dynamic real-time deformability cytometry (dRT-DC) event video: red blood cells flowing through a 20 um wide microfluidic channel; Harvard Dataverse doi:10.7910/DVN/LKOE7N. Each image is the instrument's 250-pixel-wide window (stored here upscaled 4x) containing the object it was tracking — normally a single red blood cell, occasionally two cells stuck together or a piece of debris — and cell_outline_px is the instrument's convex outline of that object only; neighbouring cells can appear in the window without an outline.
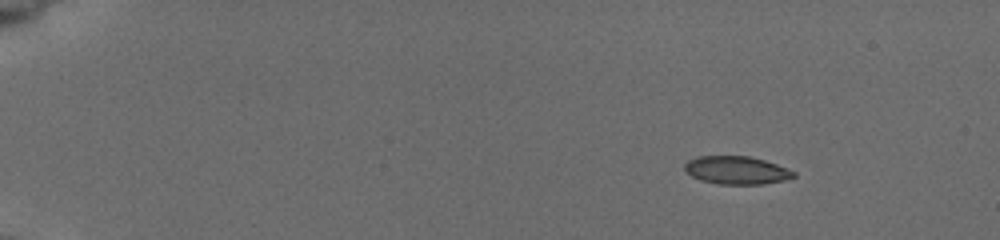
{"species": "common noctule bat (a hibernating species)", "species_latin": "Nyctalus noctula", "temperature_condition": "cold", "stored_images_in_passage": 8, "camera_frame_rate_fps": 3000, "um_per_image_px": 0.085, "animal": {"sex": "female", "body_mass_g": 19.5, "forearm_length_mm": 54.1}, "frame": {"image": 1, "passage_image": 1, "time_ms": 0.0, "image_size_px": [1000, 240], "cell_outline_px": [[796, 176], [784, 180], [764, 184], [716, 184], [700, 180], [684, 172], [684, 164], [688, 160], [696, 156], [748, 156], [764, 160], [776, 164], [796, 172]], "centroid_in_image_um": [62.57, 14.47], "position_along_channel_um": 22.4, "area_um2": 17.92}}
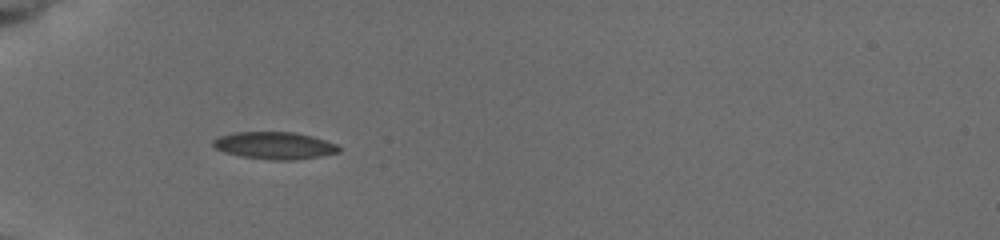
{"frame": {"image": 2, "passage_image": 6, "time_ms": 4.0, "image_size_px": [1000, 240], "cell_outline_px": [[340, 152], [320, 156], [296, 160], [272, 160], [240, 156], [224, 152], [216, 148], [212, 144], [212, 140], [220, 136], [236, 132], [292, 132], [312, 136], [336, 144], [340, 148]], "centroid_in_image_um": [23.33, 12.37], "position_along_channel_um": 61.7, "area_um2": 19.88}}
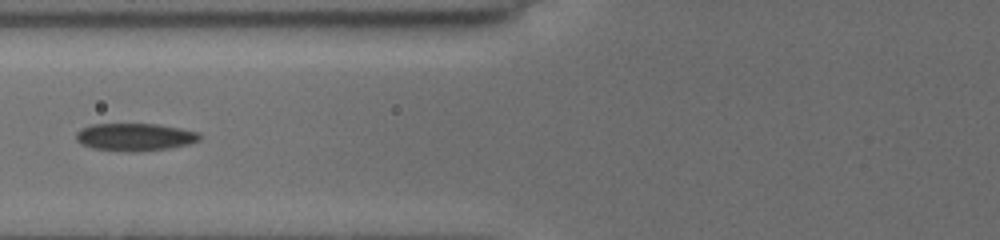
{"frame": {"image": 3, "passage_image": 7, "time_ms": 5.667, "image_size_px": [1000, 240], "cell_outline_px": [[200, 140], [188, 144], [172, 148], [136, 152], [132, 152], [92, 148], [76, 140], [76, 132], [92, 124], [156, 124], [196, 132], [200, 136]], "centroid_in_image_um": [11.46, 11.66], "position_along_channel_um": 114.3, "area_um2": 19.59}}